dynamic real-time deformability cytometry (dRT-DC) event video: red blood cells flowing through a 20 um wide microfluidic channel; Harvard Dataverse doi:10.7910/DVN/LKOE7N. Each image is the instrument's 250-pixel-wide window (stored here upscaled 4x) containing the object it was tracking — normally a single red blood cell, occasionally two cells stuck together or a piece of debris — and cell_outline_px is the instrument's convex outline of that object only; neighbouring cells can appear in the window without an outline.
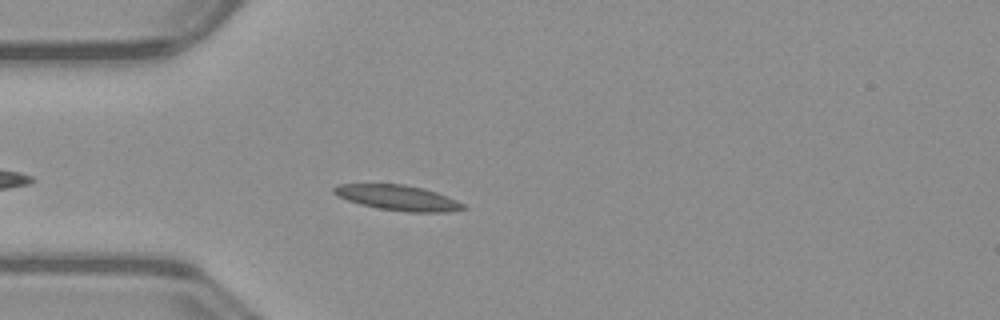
{"species": "common noctule bat (a hibernating species)", "species_latin": "Nyctalus noctula", "temperature_condition": "warm", "stored_images_in_passage": 37, "camera_frame_rate_fps": 3000, "um_per_image_px": 0.085, "animal": {"sex": "male", "body_mass_g": 23.1, "forearm_length_mm": 52.7}, "frame": {"image": 1, "passage_image": 5, "time_ms": 1.333, "image_size_px": [1000, 320], "cell_outline_px": [[468, 208], [444, 212], [408, 212], [380, 208], [360, 204], [336, 196], [332, 192], [332, 188], [340, 184], [404, 184], [424, 188], [436, 192], [456, 200], [464, 204]], "centroid_in_image_um": [33.8, 16.8], "position_along_channel_um": 51.2, "area_um2": 18.96}}
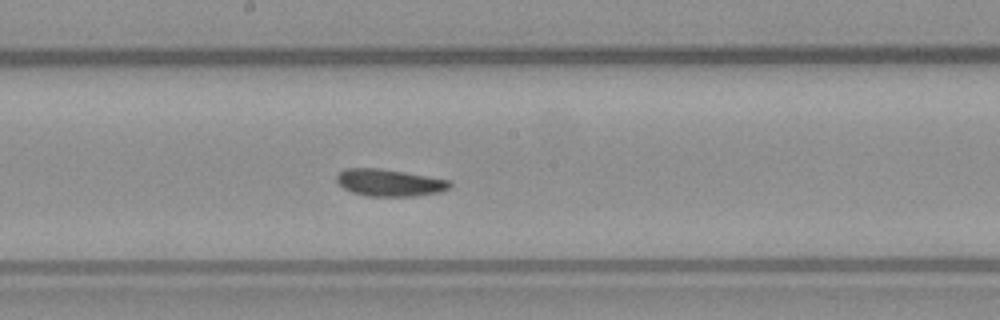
{"frame": {"image": 2, "passage_image": 18, "time_ms": 5.667, "image_size_px": [1000, 320], "cell_outline_px": [[452, 184], [448, 188], [440, 192], [416, 196], [368, 196], [352, 192], [344, 188], [336, 180], [336, 176], [344, 168], [380, 168], [404, 172], [448, 180]], "centroid_in_image_um": [33.08, 15.53], "position_along_channel_um": 215.1, "area_um2": 17.69}}
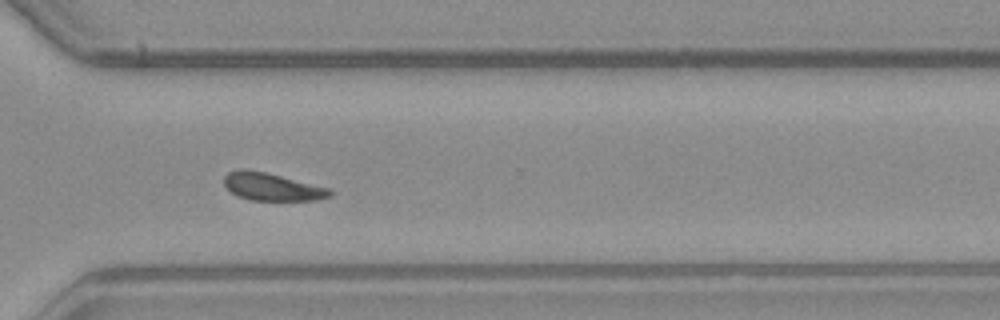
{"frame": {"image": 3, "passage_image": 28, "time_ms": 9.0, "image_size_px": [1000, 320], "cell_outline_px": [[332, 196], [316, 200], [248, 200], [236, 196], [224, 184], [224, 176], [228, 172], [264, 172], [328, 188], [332, 192]], "centroid_in_image_um": [23.15, 15.93], "position_along_channel_um": 347.5, "area_um2": 16.3}, "authors_computed_cell_mechanics": {"area_um2": 17.6868, "velocity_mm_per_s": 3.9776, "shape_relaxation_time_tau1_ms": null, "shape_relaxation_time_tau2_ms": 6.3043, "deformation_change_tau1": null, "deformation_change_tau2": 0.1181}}